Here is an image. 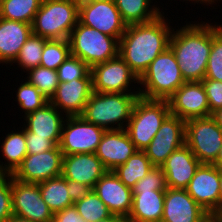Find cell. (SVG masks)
Instances as JSON below:
<instances>
[{
  "instance_id": "obj_23",
  "label": "cell",
  "mask_w": 222,
  "mask_h": 222,
  "mask_svg": "<svg viewBox=\"0 0 222 222\" xmlns=\"http://www.w3.org/2000/svg\"><path fill=\"white\" fill-rule=\"evenodd\" d=\"M50 101L27 115L23 127L36 136L46 137L59 145L62 128L67 116H64ZM65 117V118H64Z\"/></svg>"
},
{
  "instance_id": "obj_29",
  "label": "cell",
  "mask_w": 222,
  "mask_h": 222,
  "mask_svg": "<svg viewBox=\"0 0 222 222\" xmlns=\"http://www.w3.org/2000/svg\"><path fill=\"white\" fill-rule=\"evenodd\" d=\"M153 167L154 165L146 156V153L137 150L124 164L119 165L113 172L128 188L132 189Z\"/></svg>"
},
{
  "instance_id": "obj_18",
  "label": "cell",
  "mask_w": 222,
  "mask_h": 222,
  "mask_svg": "<svg viewBox=\"0 0 222 222\" xmlns=\"http://www.w3.org/2000/svg\"><path fill=\"white\" fill-rule=\"evenodd\" d=\"M108 207L112 215L129 216L132 209V189L128 188L113 171H107L92 189Z\"/></svg>"
},
{
  "instance_id": "obj_45",
  "label": "cell",
  "mask_w": 222,
  "mask_h": 222,
  "mask_svg": "<svg viewBox=\"0 0 222 222\" xmlns=\"http://www.w3.org/2000/svg\"><path fill=\"white\" fill-rule=\"evenodd\" d=\"M97 222H129L127 217L119 216V215H111L107 219L100 220Z\"/></svg>"
},
{
  "instance_id": "obj_5",
  "label": "cell",
  "mask_w": 222,
  "mask_h": 222,
  "mask_svg": "<svg viewBox=\"0 0 222 222\" xmlns=\"http://www.w3.org/2000/svg\"><path fill=\"white\" fill-rule=\"evenodd\" d=\"M79 21V0H43L32 33L47 40L68 39Z\"/></svg>"
},
{
  "instance_id": "obj_47",
  "label": "cell",
  "mask_w": 222,
  "mask_h": 222,
  "mask_svg": "<svg viewBox=\"0 0 222 222\" xmlns=\"http://www.w3.org/2000/svg\"><path fill=\"white\" fill-rule=\"evenodd\" d=\"M6 222H33V221L16 215H12Z\"/></svg>"
},
{
  "instance_id": "obj_40",
  "label": "cell",
  "mask_w": 222,
  "mask_h": 222,
  "mask_svg": "<svg viewBox=\"0 0 222 222\" xmlns=\"http://www.w3.org/2000/svg\"><path fill=\"white\" fill-rule=\"evenodd\" d=\"M206 95L209 102L210 113L222 108V81L203 79Z\"/></svg>"
},
{
  "instance_id": "obj_24",
  "label": "cell",
  "mask_w": 222,
  "mask_h": 222,
  "mask_svg": "<svg viewBox=\"0 0 222 222\" xmlns=\"http://www.w3.org/2000/svg\"><path fill=\"white\" fill-rule=\"evenodd\" d=\"M32 33V24L0 17V64H13Z\"/></svg>"
},
{
  "instance_id": "obj_46",
  "label": "cell",
  "mask_w": 222,
  "mask_h": 222,
  "mask_svg": "<svg viewBox=\"0 0 222 222\" xmlns=\"http://www.w3.org/2000/svg\"><path fill=\"white\" fill-rule=\"evenodd\" d=\"M211 117L216 121L218 126L222 129V108L214 111Z\"/></svg>"
},
{
  "instance_id": "obj_48",
  "label": "cell",
  "mask_w": 222,
  "mask_h": 222,
  "mask_svg": "<svg viewBox=\"0 0 222 222\" xmlns=\"http://www.w3.org/2000/svg\"><path fill=\"white\" fill-rule=\"evenodd\" d=\"M213 165L222 170V146L220 148L218 157L216 158V161L213 163Z\"/></svg>"
},
{
  "instance_id": "obj_42",
  "label": "cell",
  "mask_w": 222,
  "mask_h": 222,
  "mask_svg": "<svg viewBox=\"0 0 222 222\" xmlns=\"http://www.w3.org/2000/svg\"><path fill=\"white\" fill-rule=\"evenodd\" d=\"M51 222H86L77 212L75 206L66 207L64 210L53 213Z\"/></svg>"
},
{
  "instance_id": "obj_25",
  "label": "cell",
  "mask_w": 222,
  "mask_h": 222,
  "mask_svg": "<svg viewBox=\"0 0 222 222\" xmlns=\"http://www.w3.org/2000/svg\"><path fill=\"white\" fill-rule=\"evenodd\" d=\"M166 190H132L129 222H161Z\"/></svg>"
},
{
  "instance_id": "obj_36",
  "label": "cell",
  "mask_w": 222,
  "mask_h": 222,
  "mask_svg": "<svg viewBox=\"0 0 222 222\" xmlns=\"http://www.w3.org/2000/svg\"><path fill=\"white\" fill-rule=\"evenodd\" d=\"M16 92V102L23 112L27 115L39 108H42L49 100L27 80L18 86Z\"/></svg>"
},
{
  "instance_id": "obj_20",
  "label": "cell",
  "mask_w": 222,
  "mask_h": 222,
  "mask_svg": "<svg viewBox=\"0 0 222 222\" xmlns=\"http://www.w3.org/2000/svg\"><path fill=\"white\" fill-rule=\"evenodd\" d=\"M106 172L95 153L63 155L61 175L66 180L77 181L93 189Z\"/></svg>"
},
{
  "instance_id": "obj_9",
  "label": "cell",
  "mask_w": 222,
  "mask_h": 222,
  "mask_svg": "<svg viewBox=\"0 0 222 222\" xmlns=\"http://www.w3.org/2000/svg\"><path fill=\"white\" fill-rule=\"evenodd\" d=\"M93 92L99 93H139V87L132 90V83H139V77L118 55L90 68ZM132 84V85H131ZM131 85V86H130ZM131 87V88H129Z\"/></svg>"
},
{
  "instance_id": "obj_51",
  "label": "cell",
  "mask_w": 222,
  "mask_h": 222,
  "mask_svg": "<svg viewBox=\"0 0 222 222\" xmlns=\"http://www.w3.org/2000/svg\"><path fill=\"white\" fill-rule=\"evenodd\" d=\"M100 1H114V0H79V2H100Z\"/></svg>"
},
{
  "instance_id": "obj_4",
  "label": "cell",
  "mask_w": 222,
  "mask_h": 222,
  "mask_svg": "<svg viewBox=\"0 0 222 222\" xmlns=\"http://www.w3.org/2000/svg\"><path fill=\"white\" fill-rule=\"evenodd\" d=\"M185 82L175 55L168 47L139 77V93L146 99L168 100Z\"/></svg>"
},
{
  "instance_id": "obj_38",
  "label": "cell",
  "mask_w": 222,
  "mask_h": 222,
  "mask_svg": "<svg viewBox=\"0 0 222 222\" xmlns=\"http://www.w3.org/2000/svg\"><path fill=\"white\" fill-rule=\"evenodd\" d=\"M132 190H167L166 177L161 167L154 166Z\"/></svg>"
},
{
  "instance_id": "obj_31",
  "label": "cell",
  "mask_w": 222,
  "mask_h": 222,
  "mask_svg": "<svg viewBox=\"0 0 222 222\" xmlns=\"http://www.w3.org/2000/svg\"><path fill=\"white\" fill-rule=\"evenodd\" d=\"M46 40L42 36L31 33L13 63H17L16 65H19L17 67H21L24 72L40 66L41 55Z\"/></svg>"
},
{
  "instance_id": "obj_1",
  "label": "cell",
  "mask_w": 222,
  "mask_h": 222,
  "mask_svg": "<svg viewBox=\"0 0 222 222\" xmlns=\"http://www.w3.org/2000/svg\"><path fill=\"white\" fill-rule=\"evenodd\" d=\"M173 29L164 14L150 22L128 25L119 40L120 57L140 77L151 62L169 47Z\"/></svg>"
},
{
  "instance_id": "obj_19",
  "label": "cell",
  "mask_w": 222,
  "mask_h": 222,
  "mask_svg": "<svg viewBox=\"0 0 222 222\" xmlns=\"http://www.w3.org/2000/svg\"><path fill=\"white\" fill-rule=\"evenodd\" d=\"M137 149L125 129L105 130L95 155L107 171L124 164Z\"/></svg>"
},
{
  "instance_id": "obj_28",
  "label": "cell",
  "mask_w": 222,
  "mask_h": 222,
  "mask_svg": "<svg viewBox=\"0 0 222 222\" xmlns=\"http://www.w3.org/2000/svg\"><path fill=\"white\" fill-rule=\"evenodd\" d=\"M39 189L43 200L53 213L74 204L68 194L67 180L62 175L39 183Z\"/></svg>"
},
{
  "instance_id": "obj_39",
  "label": "cell",
  "mask_w": 222,
  "mask_h": 222,
  "mask_svg": "<svg viewBox=\"0 0 222 222\" xmlns=\"http://www.w3.org/2000/svg\"><path fill=\"white\" fill-rule=\"evenodd\" d=\"M12 215L11 175L0 174V222H6Z\"/></svg>"
},
{
  "instance_id": "obj_15",
  "label": "cell",
  "mask_w": 222,
  "mask_h": 222,
  "mask_svg": "<svg viewBox=\"0 0 222 222\" xmlns=\"http://www.w3.org/2000/svg\"><path fill=\"white\" fill-rule=\"evenodd\" d=\"M168 102L170 113L184 121L212 115L202 81L185 82L168 99Z\"/></svg>"
},
{
  "instance_id": "obj_30",
  "label": "cell",
  "mask_w": 222,
  "mask_h": 222,
  "mask_svg": "<svg viewBox=\"0 0 222 222\" xmlns=\"http://www.w3.org/2000/svg\"><path fill=\"white\" fill-rule=\"evenodd\" d=\"M43 0H0V17L32 24Z\"/></svg>"
},
{
  "instance_id": "obj_21",
  "label": "cell",
  "mask_w": 222,
  "mask_h": 222,
  "mask_svg": "<svg viewBox=\"0 0 222 222\" xmlns=\"http://www.w3.org/2000/svg\"><path fill=\"white\" fill-rule=\"evenodd\" d=\"M206 213L185 189L165 191L161 222H199Z\"/></svg>"
},
{
  "instance_id": "obj_16",
  "label": "cell",
  "mask_w": 222,
  "mask_h": 222,
  "mask_svg": "<svg viewBox=\"0 0 222 222\" xmlns=\"http://www.w3.org/2000/svg\"><path fill=\"white\" fill-rule=\"evenodd\" d=\"M220 179L219 168L200 164L185 190L207 213H219Z\"/></svg>"
},
{
  "instance_id": "obj_26",
  "label": "cell",
  "mask_w": 222,
  "mask_h": 222,
  "mask_svg": "<svg viewBox=\"0 0 222 222\" xmlns=\"http://www.w3.org/2000/svg\"><path fill=\"white\" fill-rule=\"evenodd\" d=\"M21 129L8 132L1 143V156L4 157L6 163H0V174L12 175L27 155L25 132L23 127Z\"/></svg>"
},
{
  "instance_id": "obj_13",
  "label": "cell",
  "mask_w": 222,
  "mask_h": 222,
  "mask_svg": "<svg viewBox=\"0 0 222 222\" xmlns=\"http://www.w3.org/2000/svg\"><path fill=\"white\" fill-rule=\"evenodd\" d=\"M63 153L56 145L44 153L27 154L12 174L20 182L38 184L62 173Z\"/></svg>"
},
{
  "instance_id": "obj_37",
  "label": "cell",
  "mask_w": 222,
  "mask_h": 222,
  "mask_svg": "<svg viewBox=\"0 0 222 222\" xmlns=\"http://www.w3.org/2000/svg\"><path fill=\"white\" fill-rule=\"evenodd\" d=\"M90 73V67L81 59L69 56L57 69L59 83L83 79Z\"/></svg>"
},
{
  "instance_id": "obj_34",
  "label": "cell",
  "mask_w": 222,
  "mask_h": 222,
  "mask_svg": "<svg viewBox=\"0 0 222 222\" xmlns=\"http://www.w3.org/2000/svg\"><path fill=\"white\" fill-rule=\"evenodd\" d=\"M27 72L28 76L26 80L34 85L50 101L59 85L57 70L38 66L29 69Z\"/></svg>"
},
{
  "instance_id": "obj_27",
  "label": "cell",
  "mask_w": 222,
  "mask_h": 222,
  "mask_svg": "<svg viewBox=\"0 0 222 222\" xmlns=\"http://www.w3.org/2000/svg\"><path fill=\"white\" fill-rule=\"evenodd\" d=\"M153 0H114L123 22L128 26L150 22L164 14ZM153 4L150 5V4Z\"/></svg>"
},
{
  "instance_id": "obj_12",
  "label": "cell",
  "mask_w": 222,
  "mask_h": 222,
  "mask_svg": "<svg viewBox=\"0 0 222 222\" xmlns=\"http://www.w3.org/2000/svg\"><path fill=\"white\" fill-rule=\"evenodd\" d=\"M79 21L118 40L127 27L114 1L79 2Z\"/></svg>"
},
{
  "instance_id": "obj_49",
  "label": "cell",
  "mask_w": 222,
  "mask_h": 222,
  "mask_svg": "<svg viewBox=\"0 0 222 222\" xmlns=\"http://www.w3.org/2000/svg\"><path fill=\"white\" fill-rule=\"evenodd\" d=\"M183 1H185V0H183ZM187 1H189V2L192 1V3L194 1V4H196V3L197 4L198 3L204 4L205 3L208 6L209 4L211 5V4H214V3L218 2V1H221V0H218V1L217 0H186V2Z\"/></svg>"
},
{
  "instance_id": "obj_50",
  "label": "cell",
  "mask_w": 222,
  "mask_h": 222,
  "mask_svg": "<svg viewBox=\"0 0 222 222\" xmlns=\"http://www.w3.org/2000/svg\"><path fill=\"white\" fill-rule=\"evenodd\" d=\"M219 193H220V196H219V213H222V170H221Z\"/></svg>"
},
{
  "instance_id": "obj_2",
  "label": "cell",
  "mask_w": 222,
  "mask_h": 222,
  "mask_svg": "<svg viewBox=\"0 0 222 222\" xmlns=\"http://www.w3.org/2000/svg\"><path fill=\"white\" fill-rule=\"evenodd\" d=\"M212 24H187L172 31L169 48L173 51L186 82L202 81L212 48Z\"/></svg>"
},
{
  "instance_id": "obj_33",
  "label": "cell",
  "mask_w": 222,
  "mask_h": 222,
  "mask_svg": "<svg viewBox=\"0 0 222 222\" xmlns=\"http://www.w3.org/2000/svg\"><path fill=\"white\" fill-rule=\"evenodd\" d=\"M70 55L68 39L46 40L41 55L40 66L57 70Z\"/></svg>"
},
{
  "instance_id": "obj_32",
  "label": "cell",
  "mask_w": 222,
  "mask_h": 222,
  "mask_svg": "<svg viewBox=\"0 0 222 222\" xmlns=\"http://www.w3.org/2000/svg\"><path fill=\"white\" fill-rule=\"evenodd\" d=\"M73 205L86 222H97L112 215L108 207L93 190L81 200L74 202Z\"/></svg>"
},
{
  "instance_id": "obj_3",
  "label": "cell",
  "mask_w": 222,
  "mask_h": 222,
  "mask_svg": "<svg viewBox=\"0 0 222 222\" xmlns=\"http://www.w3.org/2000/svg\"><path fill=\"white\" fill-rule=\"evenodd\" d=\"M139 96L140 93L92 92L80 116L105 130L125 129Z\"/></svg>"
},
{
  "instance_id": "obj_6",
  "label": "cell",
  "mask_w": 222,
  "mask_h": 222,
  "mask_svg": "<svg viewBox=\"0 0 222 222\" xmlns=\"http://www.w3.org/2000/svg\"><path fill=\"white\" fill-rule=\"evenodd\" d=\"M170 114L168 100L146 99L139 96L125 128L137 150L143 151L150 144Z\"/></svg>"
},
{
  "instance_id": "obj_17",
  "label": "cell",
  "mask_w": 222,
  "mask_h": 222,
  "mask_svg": "<svg viewBox=\"0 0 222 222\" xmlns=\"http://www.w3.org/2000/svg\"><path fill=\"white\" fill-rule=\"evenodd\" d=\"M92 92V75L89 73L83 79L59 83L50 102L65 116H78L83 113Z\"/></svg>"
},
{
  "instance_id": "obj_41",
  "label": "cell",
  "mask_w": 222,
  "mask_h": 222,
  "mask_svg": "<svg viewBox=\"0 0 222 222\" xmlns=\"http://www.w3.org/2000/svg\"><path fill=\"white\" fill-rule=\"evenodd\" d=\"M27 154L44 153L53 149L56 145L48 138L36 136L24 127Z\"/></svg>"
},
{
  "instance_id": "obj_43",
  "label": "cell",
  "mask_w": 222,
  "mask_h": 222,
  "mask_svg": "<svg viewBox=\"0 0 222 222\" xmlns=\"http://www.w3.org/2000/svg\"><path fill=\"white\" fill-rule=\"evenodd\" d=\"M67 190L72 201L76 202L87 196L92 191V188L77 181L67 180Z\"/></svg>"
},
{
  "instance_id": "obj_14",
  "label": "cell",
  "mask_w": 222,
  "mask_h": 222,
  "mask_svg": "<svg viewBox=\"0 0 222 222\" xmlns=\"http://www.w3.org/2000/svg\"><path fill=\"white\" fill-rule=\"evenodd\" d=\"M186 121L170 114L150 144L143 150L154 166L160 167L168 156L185 144Z\"/></svg>"
},
{
  "instance_id": "obj_8",
  "label": "cell",
  "mask_w": 222,
  "mask_h": 222,
  "mask_svg": "<svg viewBox=\"0 0 222 222\" xmlns=\"http://www.w3.org/2000/svg\"><path fill=\"white\" fill-rule=\"evenodd\" d=\"M185 144L201 164H213L222 146V129L210 116L186 121Z\"/></svg>"
},
{
  "instance_id": "obj_44",
  "label": "cell",
  "mask_w": 222,
  "mask_h": 222,
  "mask_svg": "<svg viewBox=\"0 0 222 222\" xmlns=\"http://www.w3.org/2000/svg\"><path fill=\"white\" fill-rule=\"evenodd\" d=\"M199 222H222V213H206Z\"/></svg>"
},
{
  "instance_id": "obj_11",
  "label": "cell",
  "mask_w": 222,
  "mask_h": 222,
  "mask_svg": "<svg viewBox=\"0 0 222 222\" xmlns=\"http://www.w3.org/2000/svg\"><path fill=\"white\" fill-rule=\"evenodd\" d=\"M11 194L13 215L33 222H51L53 212L41 196L39 183H24L11 175Z\"/></svg>"
},
{
  "instance_id": "obj_7",
  "label": "cell",
  "mask_w": 222,
  "mask_h": 222,
  "mask_svg": "<svg viewBox=\"0 0 222 222\" xmlns=\"http://www.w3.org/2000/svg\"><path fill=\"white\" fill-rule=\"evenodd\" d=\"M71 56L90 68L119 55V40L78 21L68 38Z\"/></svg>"
},
{
  "instance_id": "obj_22",
  "label": "cell",
  "mask_w": 222,
  "mask_h": 222,
  "mask_svg": "<svg viewBox=\"0 0 222 222\" xmlns=\"http://www.w3.org/2000/svg\"><path fill=\"white\" fill-rule=\"evenodd\" d=\"M200 164L186 144L173 151L160 166L165 173L167 188L185 189Z\"/></svg>"
},
{
  "instance_id": "obj_10",
  "label": "cell",
  "mask_w": 222,
  "mask_h": 222,
  "mask_svg": "<svg viewBox=\"0 0 222 222\" xmlns=\"http://www.w3.org/2000/svg\"><path fill=\"white\" fill-rule=\"evenodd\" d=\"M105 129L89 123L82 116H67L61 133L59 149L63 155L95 153Z\"/></svg>"
},
{
  "instance_id": "obj_35",
  "label": "cell",
  "mask_w": 222,
  "mask_h": 222,
  "mask_svg": "<svg viewBox=\"0 0 222 222\" xmlns=\"http://www.w3.org/2000/svg\"><path fill=\"white\" fill-rule=\"evenodd\" d=\"M204 79L222 81V24L212 25V48Z\"/></svg>"
}]
</instances>
